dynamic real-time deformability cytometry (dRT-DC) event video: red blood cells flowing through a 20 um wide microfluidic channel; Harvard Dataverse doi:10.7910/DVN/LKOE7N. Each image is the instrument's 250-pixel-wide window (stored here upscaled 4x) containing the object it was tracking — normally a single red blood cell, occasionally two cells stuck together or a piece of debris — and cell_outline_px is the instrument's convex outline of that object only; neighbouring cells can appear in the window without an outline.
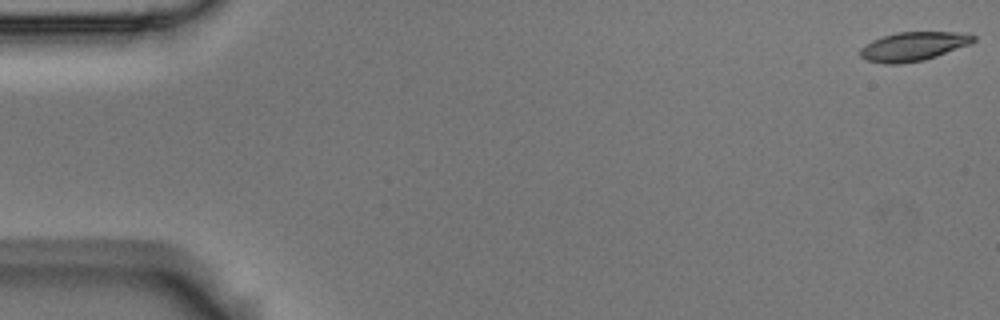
{"species": "Egyptian fruit bat (a non-hibernating species)", "species_latin": "Rousettus aegyptiacus", "temperature_condition": "room temperature", "stored_images_in_passage": 15, "camera_frame_rate_fps": 3000, "um_per_image_px": 0.085, "animal": {"sex": "male"}, "frame": {"image": 1, "passage_image": 1, "time_ms": 0.0, "image_size_px": [1000, 320], "cell_outline_px": [[976, 40], [972, 44], [924, 60], [900, 64], [884, 64], [868, 60], [860, 56], [860, 48], [872, 40], [896, 32], [956, 32], [976, 36]], "centroid_in_image_um": [77.64, 3.94], "position_along_channel_um": 7.4, "area_um2": 19.07}}
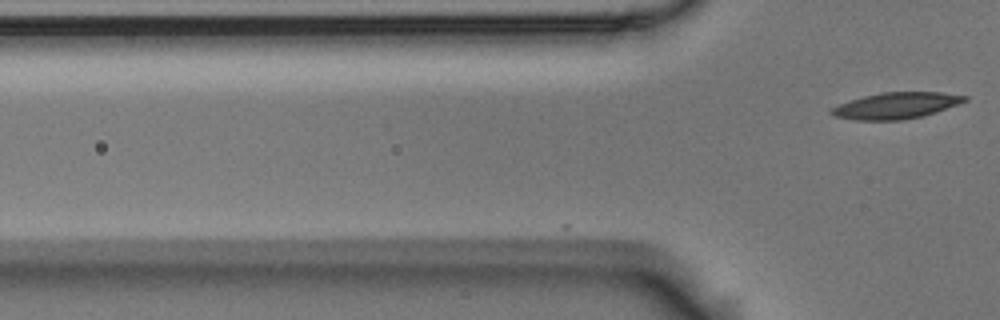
{"frame": {"image": 2, "passage_image": 15, "time_ms": 4.667, "image_size_px": [1000, 320], "cell_outline_px": [[968, 100], [936, 112], [924, 116], [900, 120], [856, 120], [836, 116], [828, 112], [832, 108], [840, 104], [864, 96], [884, 92], [940, 92], [968, 96]], "centroid_in_image_um": [76.2, 8.97], "position_along_channel_um": 49.6, "area_um2": 20.17}}